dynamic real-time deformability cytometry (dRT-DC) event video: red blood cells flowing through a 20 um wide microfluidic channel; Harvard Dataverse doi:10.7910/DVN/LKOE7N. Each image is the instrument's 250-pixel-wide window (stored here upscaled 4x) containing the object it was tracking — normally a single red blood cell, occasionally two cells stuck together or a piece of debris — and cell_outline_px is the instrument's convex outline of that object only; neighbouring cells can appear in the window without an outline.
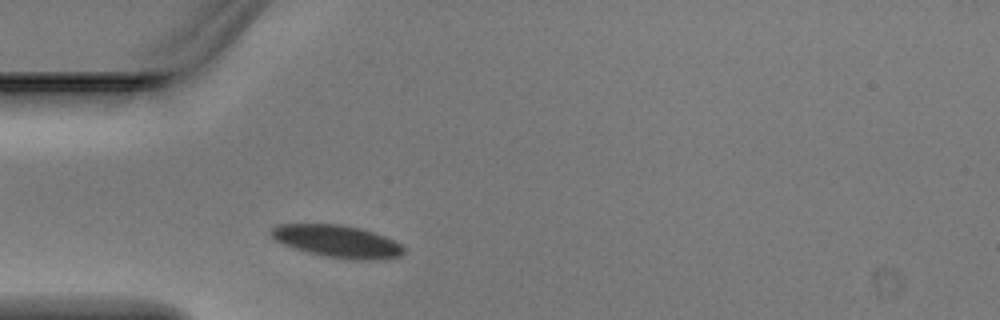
{"species": "Egyptian fruit bat (a non-hibernating species)", "species_latin": "Rousettus aegyptiacus", "temperature_condition": "warm", "stored_images_in_passage": 1, "camera_frame_rate_fps": 3000, "um_per_image_px": 0.085, "animal": {"sex": "male"}, "frame": {"image": 1, "passage_image": 1, "time_ms": 0.0, "image_size_px": [1000, 320], "cell_outline_px": [[404, 252], [400, 256], [388, 260], [356, 260], [324, 256], [292, 248], [276, 240], [268, 232], [268, 228], [280, 224], [340, 224], [360, 228], [384, 236], [400, 244], [404, 248]], "centroid_in_image_um": [28.66, 20.52], "position_along_channel_um": 56.3, "area_um2": 25.14}}